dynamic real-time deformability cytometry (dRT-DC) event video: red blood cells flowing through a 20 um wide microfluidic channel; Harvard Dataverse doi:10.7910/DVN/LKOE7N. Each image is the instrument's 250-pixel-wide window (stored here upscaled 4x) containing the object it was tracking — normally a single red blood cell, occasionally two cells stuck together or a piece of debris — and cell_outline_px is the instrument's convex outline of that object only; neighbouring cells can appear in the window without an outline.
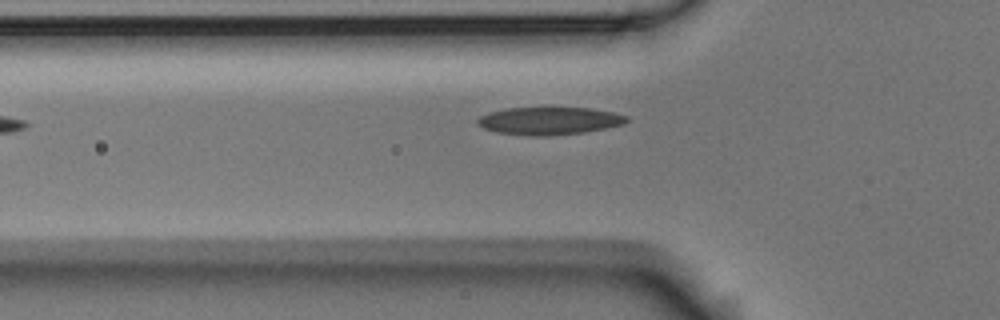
{"species": "Egyptian fruit bat (a non-hibernating species)", "species_latin": "Rousettus aegyptiacus", "temperature_condition": "room temperature", "stored_images_in_passage": 5, "camera_frame_rate_fps": 3000, "um_per_image_px": 0.085, "animal": {"sex": "male"}, "frame": {"image": 1, "passage_image": 5, "time_ms": 4.333, "image_size_px": [1000, 320], "cell_outline_px": [[628, 120], [624, 124], [584, 132], [544, 136], [532, 136], [496, 132], [484, 128], [476, 120], [480, 116], [488, 112], [508, 108], [592, 108], [612, 112], [628, 116]], "centroid_in_image_um": [46.69, 10.27], "position_along_channel_um": 79.1, "area_um2": 23.81}}